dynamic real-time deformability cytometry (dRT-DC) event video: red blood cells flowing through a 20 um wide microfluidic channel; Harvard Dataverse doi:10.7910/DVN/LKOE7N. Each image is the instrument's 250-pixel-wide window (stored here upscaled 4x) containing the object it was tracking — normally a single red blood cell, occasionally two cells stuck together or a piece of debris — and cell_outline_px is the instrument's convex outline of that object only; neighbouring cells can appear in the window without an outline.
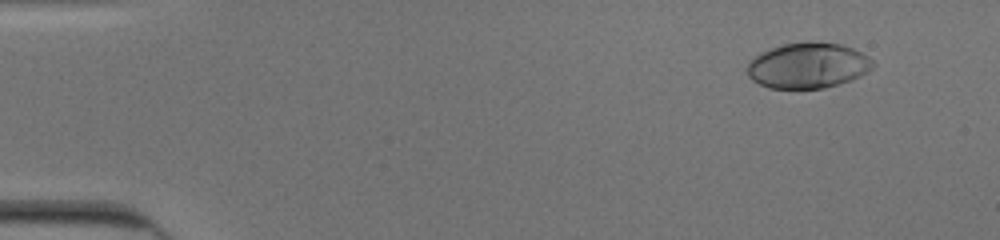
{"species": "human", "species_latin": "Homo sapiens", "temperature_condition": "cold", "stored_images_in_passage": 44, "camera_frame_rate_fps": 3000, "um_per_image_px": 0.085, "donor": {"sex": "male"}, "frame": {"image": 1, "passage_image": 5, "time_ms": 1.333, "image_size_px": [1000, 240], "cell_outline_px": [[876, 64], [872, 68], [860, 76], [852, 80], [824, 88], [768, 88], [752, 80], [748, 76], [748, 60], [772, 48], [784, 44], [812, 40], [840, 44], [852, 48], [868, 56]], "centroid_in_image_um": [68.69, 5.56], "position_along_channel_um": 16.3, "area_um2": 33.41}}
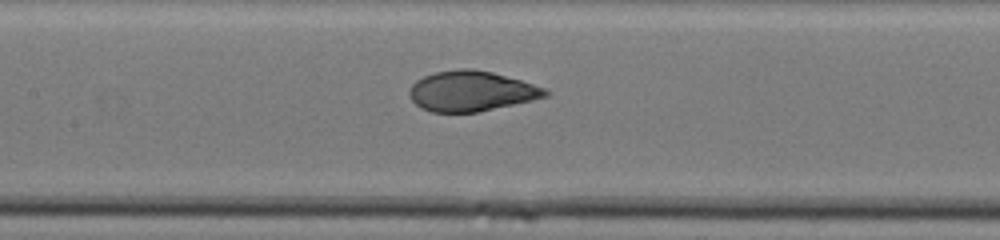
{"frame": {"image": 2, "passage_image": 26, "time_ms": 8.333, "image_size_px": [1000, 240], "cell_outline_px": [[548, 96], [532, 100], [476, 112], [432, 112], [420, 108], [412, 100], [408, 92], [412, 84], [416, 80], [424, 76], [436, 72], [456, 68], [472, 68], [492, 72], [520, 80], [544, 88], [548, 92]], "centroid_in_image_um": [40.01, 7.74], "position_along_channel_um": 167.4, "area_um2": 31.67}}
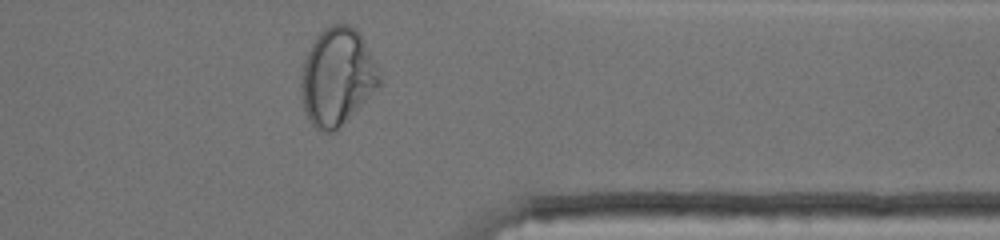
{"frame": {"image": 3, "passage_image": 43, "time_ms": 14.0, "image_size_px": [1000, 240], "cell_outline_px": [[380, 84], [340, 128], [336, 132], [324, 132], [316, 128], [308, 120], [300, 96], [300, 76], [304, 60], [316, 36], [324, 28], [332, 24], [348, 24], [356, 28], [360, 32], [376, 64], [380, 80]], "centroid_in_image_um": [28.63, 6.53], "position_along_channel_um": 382.8, "area_um2": 44.51}}